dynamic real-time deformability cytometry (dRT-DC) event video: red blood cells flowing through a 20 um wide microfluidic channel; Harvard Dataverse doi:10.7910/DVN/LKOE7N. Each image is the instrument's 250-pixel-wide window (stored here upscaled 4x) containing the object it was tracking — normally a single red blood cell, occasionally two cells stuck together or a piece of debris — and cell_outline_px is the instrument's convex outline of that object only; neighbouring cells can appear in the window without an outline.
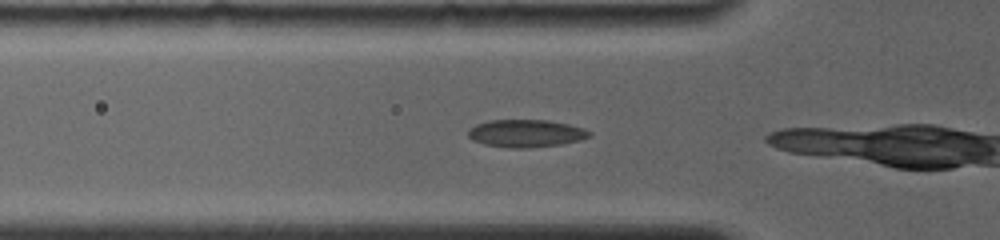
{"species": "common noctule bat (a hibernating species)", "species_latin": "Nyctalus noctula", "temperature_condition": "room temperature", "stored_images_in_passage": 7, "camera_frame_rate_fps": 4000, "um_per_image_px": 0.085, "animal": {"sex": "female", "body_mass_g": 19.0, "forearm_length_mm": 56.7}, "frame": {"image": 1, "passage_image": 2, "time_ms": 0.5, "image_size_px": [1000, 240], "cell_outline_px": [[592, 136], [580, 140], [560, 144], [528, 148], [508, 148], [484, 144], [472, 140], [468, 136], [468, 128], [476, 124], [488, 120], [548, 120], [568, 124], [584, 128], [592, 132]], "centroid_in_image_um": [44.7, 11.33], "position_along_channel_um": 81.1, "area_um2": 19.65}}